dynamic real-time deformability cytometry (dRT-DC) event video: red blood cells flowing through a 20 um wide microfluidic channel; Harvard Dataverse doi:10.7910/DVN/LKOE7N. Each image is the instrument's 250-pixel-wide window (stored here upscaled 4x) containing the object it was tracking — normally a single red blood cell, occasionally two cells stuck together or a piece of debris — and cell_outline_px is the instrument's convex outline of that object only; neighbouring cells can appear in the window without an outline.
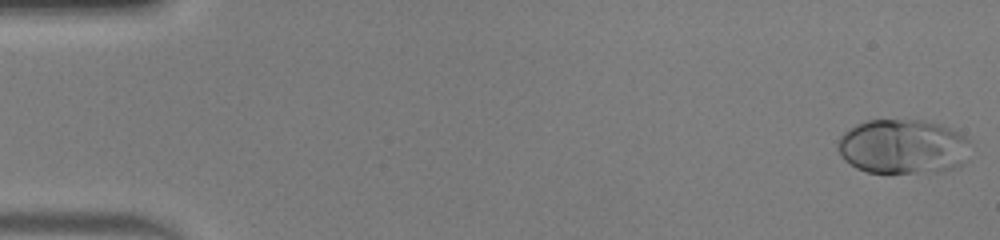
{"species": "human", "species_latin": "Homo sapiens", "temperature_condition": "warm", "stored_images_in_passage": 50, "camera_frame_rate_fps": 3000, "um_per_image_px": 0.085, "donor": {"sex": "male"}, "frame": {"image": 1, "passage_image": 1, "time_ms": 0.0, "image_size_px": [1000, 240], "cell_outline_px": [[968, 140], [964, 164], [956, 168], [936, 172], [868, 172], [856, 168], [844, 160], [840, 156], [836, 148], [836, 144], [840, 136], [844, 132], [856, 124], [868, 120], [924, 120], [944, 124], [964, 136]], "centroid_in_image_um": [76.71, 12.45], "position_along_channel_um": 8.3, "area_um2": 42.43}}
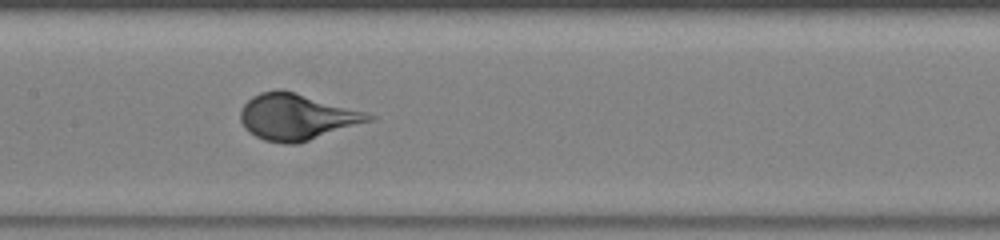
{"frame": {"image": 2, "passage_image": 25, "time_ms": 8.0, "image_size_px": [1000, 240], "cell_outline_px": [[376, 116], [372, 120], [296, 144], [284, 144], [264, 140], [248, 132], [244, 128], [240, 120], [240, 112], [244, 104], [252, 96], [260, 92], [276, 88], [280, 88], [296, 92], [368, 112]], "centroid_in_image_um": [25.19, 9.91], "position_along_channel_um": 182.2, "area_um2": 34.62}}
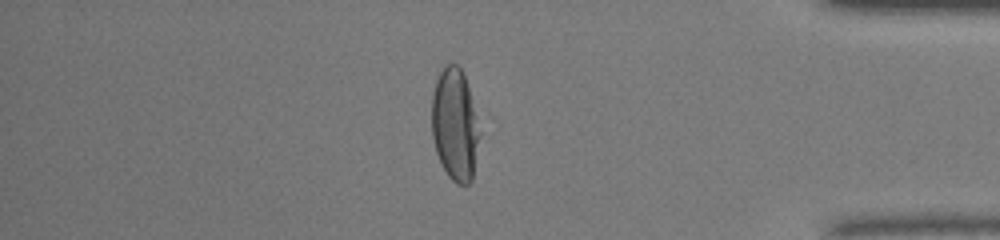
{"frame": {"image": 3, "passage_image": 43, "time_ms": 14.0, "image_size_px": [1000, 240], "cell_outline_px": [[480, 132], [472, 180], [468, 184], [456, 184], [448, 176], [436, 152], [432, 136], [432, 92], [436, 80], [444, 64], [452, 60], [460, 68], [464, 76], [468, 88], [476, 116]], "centroid_in_image_um": [38.64, 10.57], "position_along_channel_um": 396.6, "area_um2": 31.15}}